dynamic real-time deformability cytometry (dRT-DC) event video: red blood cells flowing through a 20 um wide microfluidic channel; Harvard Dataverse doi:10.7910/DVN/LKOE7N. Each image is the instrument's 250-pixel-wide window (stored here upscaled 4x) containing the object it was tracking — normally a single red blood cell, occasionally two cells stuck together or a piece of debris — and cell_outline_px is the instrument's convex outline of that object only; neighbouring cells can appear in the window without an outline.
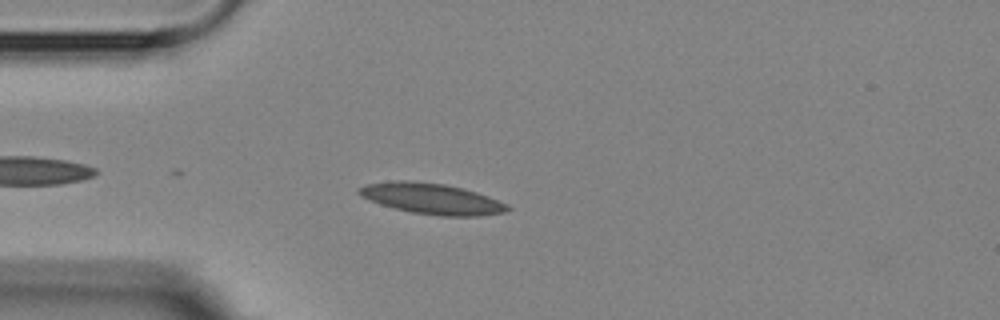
{"species": "Egyptian fruit bat (a non-hibernating species)", "species_latin": "Rousettus aegyptiacus", "temperature_condition": "room temperature", "stored_images_in_passage": 1, "camera_frame_rate_fps": 3000, "um_per_image_px": 0.085, "animal": {"sex": "female"}, "frame": {"image": 1, "passage_image": 1, "time_ms": 0.0, "image_size_px": [1000, 320], "cell_outline_px": [[512, 208], [504, 212], [480, 216], [440, 216], [412, 212], [380, 204], [368, 200], [360, 196], [356, 192], [356, 188], [368, 184], [396, 180], [408, 180], [444, 184], [476, 192], [488, 196], [508, 204]], "centroid_in_image_um": [36.68, 16.89], "position_along_channel_um": 48.3, "area_um2": 26.59}}